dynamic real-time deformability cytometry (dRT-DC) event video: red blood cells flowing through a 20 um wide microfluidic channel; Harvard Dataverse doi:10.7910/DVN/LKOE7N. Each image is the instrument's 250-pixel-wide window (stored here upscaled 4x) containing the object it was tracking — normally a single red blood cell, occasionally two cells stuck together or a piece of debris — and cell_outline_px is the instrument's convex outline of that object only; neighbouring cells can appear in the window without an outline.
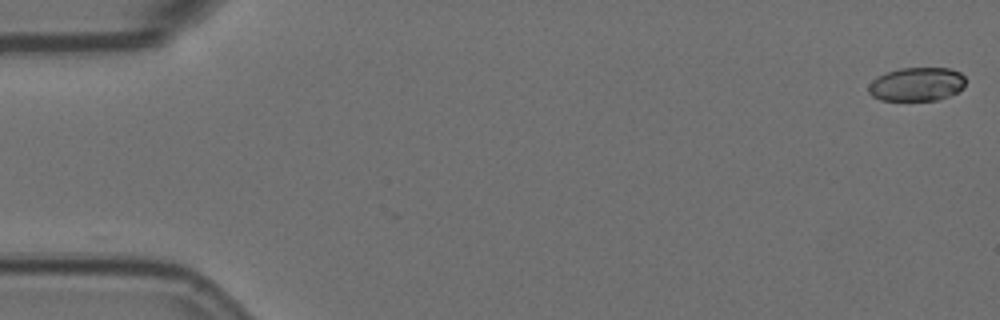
{"species": "Egyptian fruit bat (a non-hibernating species)", "species_latin": "Rousettus aegyptiacus", "temperature_condition": "room temperature", "stored_images_in_passage": 18, "camera_frame_rate_fps": 3000, "um_per_image_px": 0.085, "animal": {"sex": "female"}, "frame": {"image": 1, "passage_image": 1, "time_ms": 0.0, "image_size_px": [1000, 320], "cell_outline_px": [[964, 88], [948, 96], [936, 100], [880, 100], [872, 96], [868, 92], [868, 84], [876, 76], [900, 68], [948, 68], [960, 72], [964, 76]], "centroid_in_image_um": [77.89, 7.16], "position_along_channel_um": 7.1, "area_um2": 19.07}}
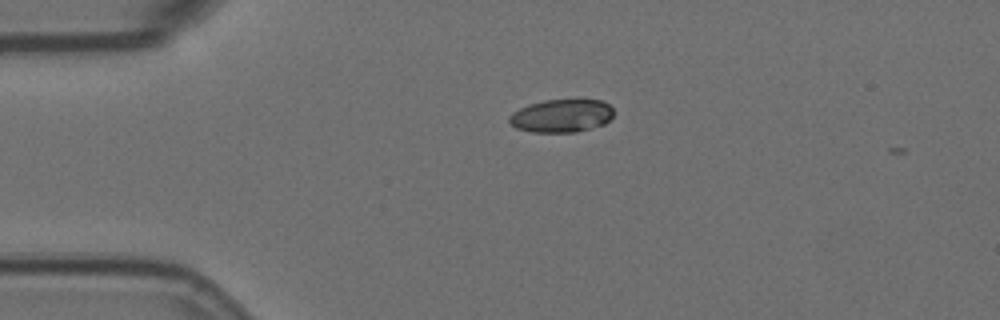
{"frame": {"image": 2, "passage_image": 13, "time_ms": 4.0, "image_size_px": [1000, 320], "cell_outline_px": [[612, 116], [604, 124], [576, 132], [532, 132], [516, 128], [508, 120], [508, 116], [512, 112], [528, 104], [544, 100], [600, 100], [608, 104], [612, 108]], "centroid_in_image_um": [47.69, 9.84], "position_along_channel_um": 37.3, "area_um2": 20.0}}